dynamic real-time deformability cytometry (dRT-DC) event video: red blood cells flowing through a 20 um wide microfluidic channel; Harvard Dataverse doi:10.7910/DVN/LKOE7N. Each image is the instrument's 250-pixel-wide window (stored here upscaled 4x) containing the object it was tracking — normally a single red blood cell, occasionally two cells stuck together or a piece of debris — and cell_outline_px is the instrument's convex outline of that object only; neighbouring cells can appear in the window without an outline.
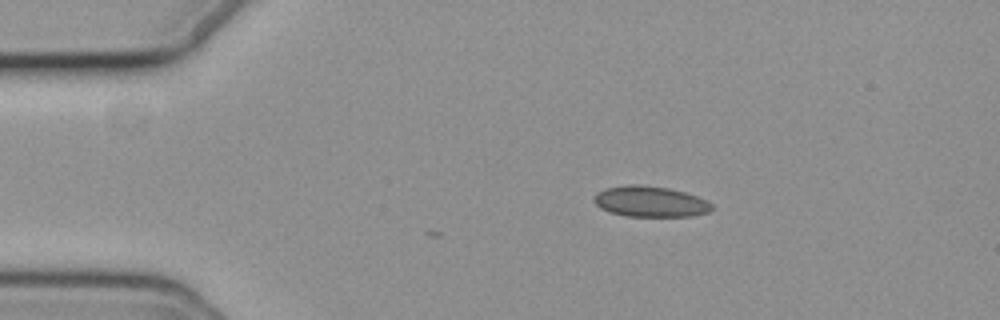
{"species": "common noctule bat (a hibernating species)", "species_latin": "Nyctalus noctula", "temperature_condition": "cold", "stored_images_in_passage": 4, "camera_frame_rate_fps": 3000, "um_per_image_px": 0.085, "animal": {"sex": "female", "body_mass_g": 19.3, "forearm_length_mm": 54.1}, "frame": {"image": 1, "passage_image": 1, "time_ms": 0.0, "image_size_px": [1000, 320], "cell_outline_px": [[712, 208], [708, 212], [692, 216], [624, 216], [608, 212], [600, 208], [592, 200], [596, 192], [604, 188], [628, 184], [640, 184], [668, 188], [684, 192], [696, 196], [712, 204]], "centroid_in_image_um": [55.2, 17.13], "position_along_channel_um": 29.8, "area_um2": 21.21}}